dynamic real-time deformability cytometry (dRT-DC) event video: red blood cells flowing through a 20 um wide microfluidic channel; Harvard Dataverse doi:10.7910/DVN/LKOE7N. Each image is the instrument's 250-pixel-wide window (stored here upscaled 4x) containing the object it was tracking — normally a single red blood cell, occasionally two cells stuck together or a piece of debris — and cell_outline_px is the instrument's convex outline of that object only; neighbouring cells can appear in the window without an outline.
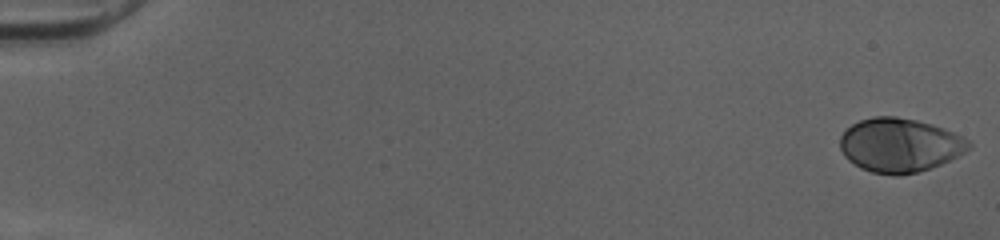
{"species": "human", "species_latin": "Homo sapiens", "temperature_condition": "cold", "stored_images_in_passage": 51, "camera_frame_rate_fps": 3000, "um_per_image_px": 0.085, "donor": {"sex": "female"}, "frame": {"image": 1, "passage_image": 1, "time_ms": 0.0, "image_size_px": [1000, 240], "cell_outline_px": [[972, 148], [940, 164], [916, 172], [900, 176], [896, 176], [872, 172], [860, 168], [848, 160], [844, 156], [840, 148], [840, 136], [852, 124], [860, 120], [872, 116], [896, 116], [916, 120], [932, 124], [952, 132], [968, 140], [972, 144]], "centroid_in_image_um": [76.44, 12.33], "position_along_channel_um": 8.6, "area_um2": 40.34}}
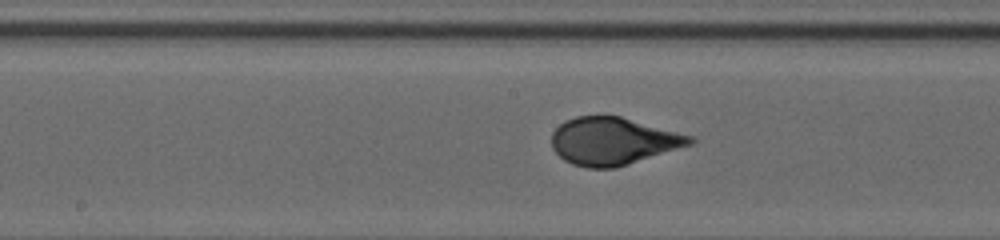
{"frame": {"image": 2, "passage_image": 28, "time_ms": 9.0, "image_size_px": [1000, 240], "cell_outline_px": [[696, 140], [692, 144], [616, 168], [588, 168], [572, 164], [564, 160], [552, 148], [552, 132], [564, 120], [576, 116], [620, 116], [692, 136]], "centroid_in_image_um": [52.09, 12.0], "position_along_channel_um": 196.1, "area_um2": 38.09}}
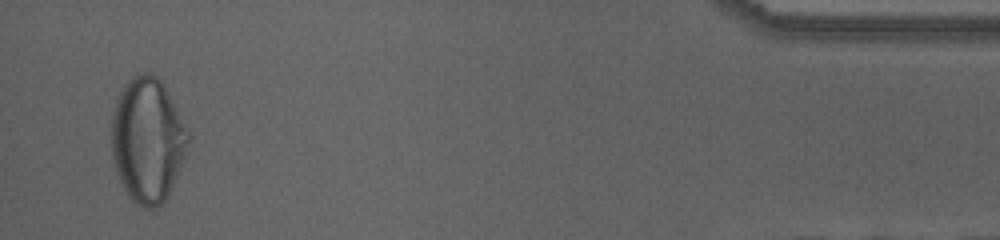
{"frame": {"image": 3, "passage_image": 50, "time_ms": 16.333, "image_size_px": [1000, 240], "cell_outline_px": [[192, 136], [184, 160], [168, 196], [156, 208], [144, 208], [132, 200], [128, 196], [116, 172], [112, 156], [112, 112], [116, 100], [124, 84], [136, 72], [148, 72], [156, 76], [164, 84]], "centroid_in_image_um": [12.56, 11.88], "position_along_channel_um": 422.6, "area_um2": 56.24}, "authors_computed_cell_mechanics": {"area_um2": 38.8994, "velocity_mm_per_s": 4.0433, "shape_relaxation_time_tau1_ms": 6.0443, "shape_relaxation_time_tau2_ms": null, "deformation_change_tau1": 0.2395, "deformation_change_tau2": null}}